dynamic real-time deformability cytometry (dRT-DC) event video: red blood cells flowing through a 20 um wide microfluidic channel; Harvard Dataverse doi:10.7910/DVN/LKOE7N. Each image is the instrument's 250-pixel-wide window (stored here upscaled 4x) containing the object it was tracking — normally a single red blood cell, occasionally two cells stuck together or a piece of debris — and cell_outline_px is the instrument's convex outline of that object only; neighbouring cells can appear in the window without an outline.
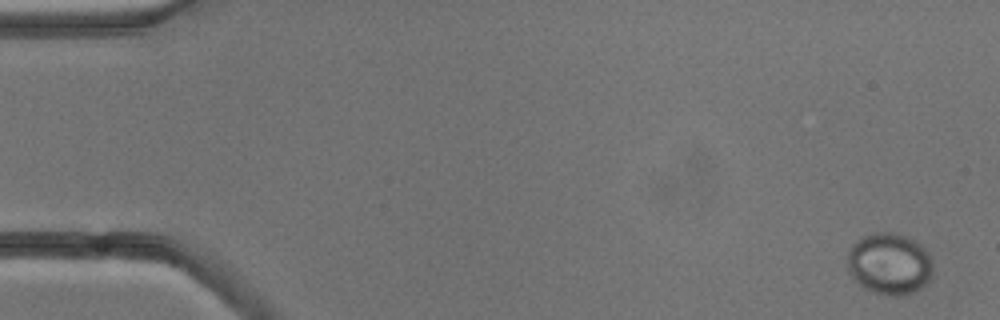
{"species": "common noctule bat (a hibernating species)", "species_latin": "Nyctalus noctula", "temperature_condition": "cold", "stored_images_in_passage": 5, "camera_frame_rate_fps": 3000, "um_per_image_px": 0.085, "animal": {"sex": "male", "body_mass_g": 13.3}, "frame": {"image": 1, "passage_image": 1, "time_ms": 0.0, "image_size_px": [1000, 320], "cell_outline_px": [[932, 276], [916, 292], [896, 296], [884, 296], [872, 292], [864, 288], [848, 272], [848, 248], [864, 236], [872, 232], [896, 232], [908, 236], [916, 240], [928, 252], [932, 264]], "centroid_in_image_um": [75.61, 22.42], "position_along_channel_um": 9.4, "area_um2": 31.04}}
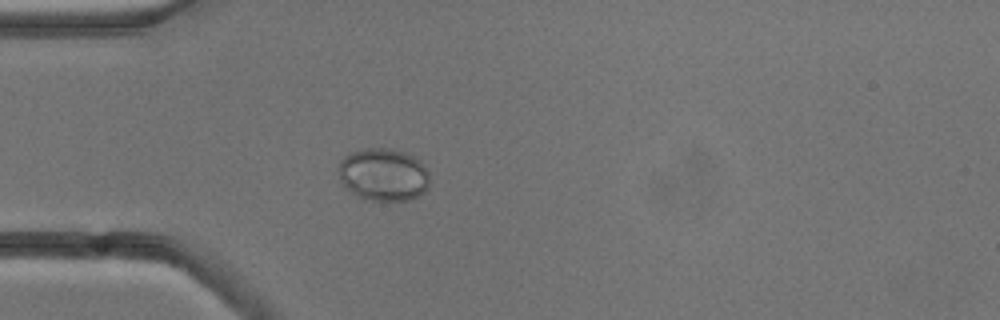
{"frame": {"image": 2, "passage_image": 5, "time_ms": 4.667, "image_size_px": [1000, 320], "cell_outline_px": [[428, 188], [420, 196], [408, 200], [372, 200], [356, 196], [344, 188], [340, 180], [340, 160], [344, 156], [352, 152], [364, 148], [392, 148], [404, 152], [420, 160], [428, 172]], "centroid_in_image_um": [32.59, 14.84], "position_along_channel_um": 52.4, "area_um2": 28.09}}